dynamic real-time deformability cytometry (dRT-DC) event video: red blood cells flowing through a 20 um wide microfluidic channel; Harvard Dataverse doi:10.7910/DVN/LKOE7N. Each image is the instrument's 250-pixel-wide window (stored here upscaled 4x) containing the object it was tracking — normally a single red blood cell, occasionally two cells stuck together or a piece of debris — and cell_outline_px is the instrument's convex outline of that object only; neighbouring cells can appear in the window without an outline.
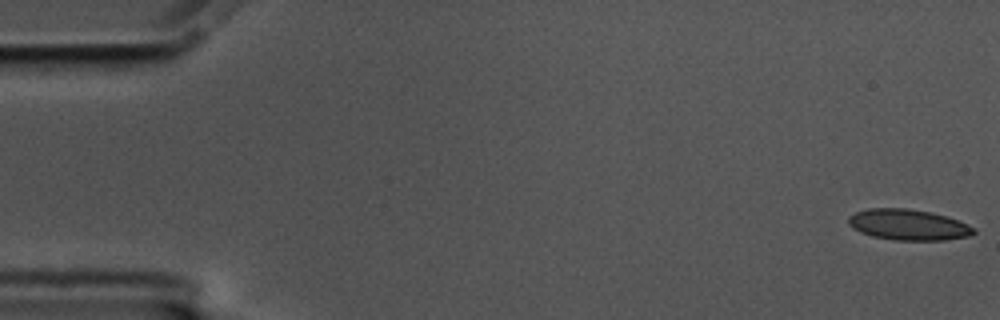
{"species": "common noctule bat (a hibernating species)", "species_latin": "Nyctalus noctula", "temperature_condition": "cold", "stored_images_in_passage": 57, "camera_frame_rate_fps": 3000, "um_per_image_px": 0.085, "animal": {"sex": "male", "body_mass_g": 17.5, "forearm_length_mm": 52.3}, "frame": {"image": 1, "passage_image": 1, "time_ms": 0.0, "image_size_px": [1000, 320], "cell_outline_px": [[976, 232], [968, 236], [944, 240], [896, 240], [872, 236], [860, 232], [852, 228], [848, 224], [848, 216], [856, 212], [868, 208], [908, 208], [932, 212], [948, 216], [968, 224], [976, 228]], "centroid_in_image_um": [77.21, 19.09], "position_along_channel_um": 7.8, "area_um2": 22.72}}
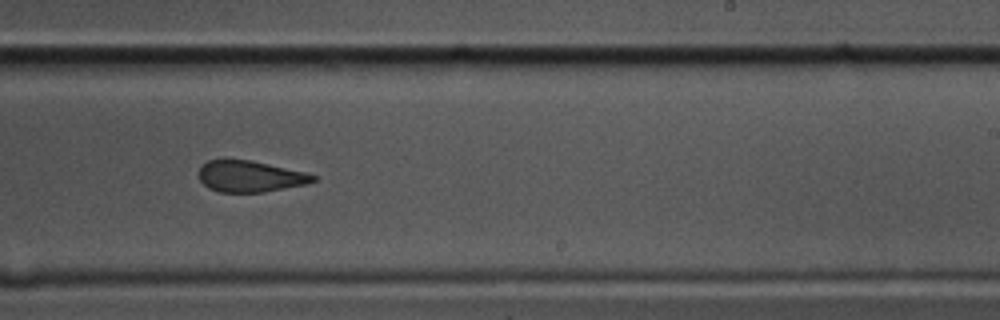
{"frame": {"image": 2, "passage_image": 35, "time_ms": 11.333, "image_size_px": [1000, 320], "cell_outline_px": [[316, 180], [308, 184], [264, 192], [220, 192], [208, 188], [200, 180], [196, 172], [208, 160], [224, 156], [252, 160], [304, 172], [316, 176]], "centroid_in_image_um": [21.19, 14.95], "position_along_channel_um": 267.8, "area_um2": 21.44}}
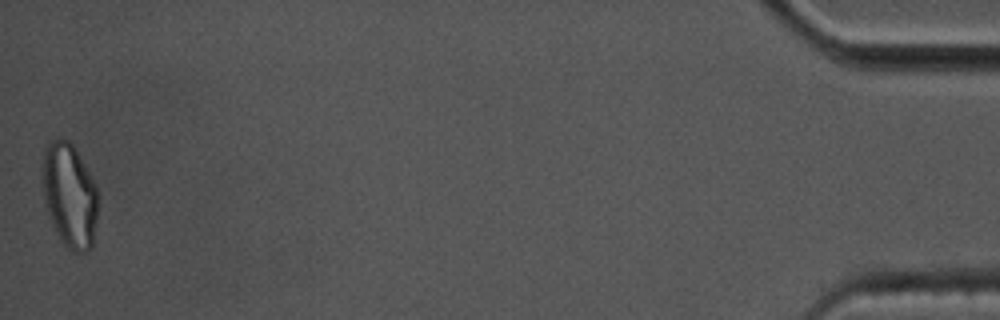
{"frame": {"image": 3, "passage_image": 57, "time_ms": 18.667, "image_size_px": [1000, 320], "cell_outline_px": [[100, 196], [92, 248], [88, 252], [72, 252], [64, 244], [52, 224], [48, 212], [40, 180], [44, 148], [48, 140], [64, 136], [76, 148], [96, 184]], "centroid_in_image_um": [5.92, 16.54], "position_along_channel_um": 429.3, "area_um2": 34.8}, "authors_computed_cell_mechanics": {"area_um2": 22.7154, "velocity_mm_per_s": 3.5038, "shape_relaxation_time_tau1_ms": null, "shape_relaxation_time_tau2_ms": 2.2942, "deformation_change_tau1": null, "deformation_change_tau2": 0.0733}}